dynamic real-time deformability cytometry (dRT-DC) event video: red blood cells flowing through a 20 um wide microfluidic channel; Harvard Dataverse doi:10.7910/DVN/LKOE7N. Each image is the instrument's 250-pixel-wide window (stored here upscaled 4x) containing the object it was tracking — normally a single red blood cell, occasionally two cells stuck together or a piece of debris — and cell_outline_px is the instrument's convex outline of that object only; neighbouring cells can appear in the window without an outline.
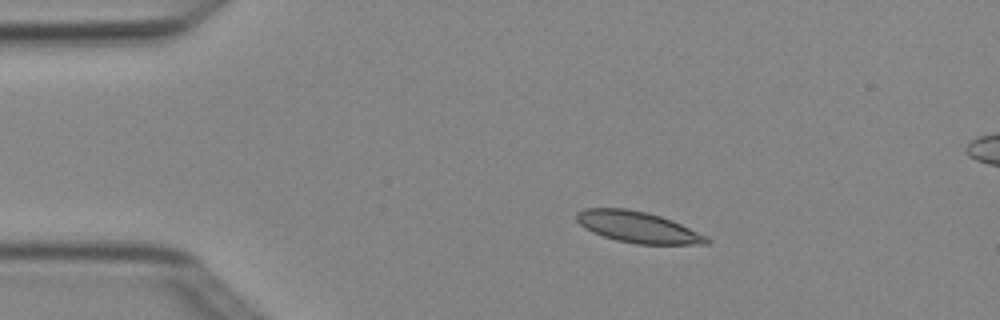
{"species": "Egyptian fruit bat (a non-hibernating species)", "species_latin": "Rousettus aegyptiacus", "temperature_condition": "cold", "stored_images_in_passage": 5, "camera_frame_rate_fps": 3000, "um_per_image_px": 0.085, "animal": {"sex": "female"}, "frame": {"image": 1, "passage_image": 2, "time_ms": 0.333, "image_size_px": [1000, 320], "cell_outline_px": [[712, 240], [708, 244], [636, 244], [616, 240], [592, 232], [584, 228], [576, 220], [576, 212], [584, 208], [628, 208], [648, 212], [672, 220], [708, 236]], "centroid_in_image_um": [54.22, 19.3], "position_along_channel_um": 30.8, "area_um2": 23.81}}
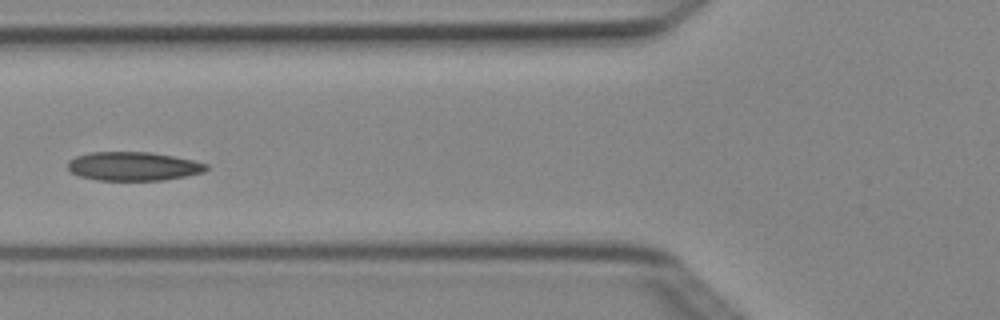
{"frame": {"image": 2, "passage_image": 5, "time_ms": 1.333, "image_size_px": [1000, 320], "cell_outline_px": [[208, 168], [204, 172], [164, 180], [96, 180], [80, 176], [72, 172], [68, 168], [68, 160], [76, 156], [92, 152], [152, 152], [192, 160], [208, 164]], "centroid_in_image_um": [11.32, 14.13], "position_along_channel_um": 114.5, "area_um2": 23.12}}